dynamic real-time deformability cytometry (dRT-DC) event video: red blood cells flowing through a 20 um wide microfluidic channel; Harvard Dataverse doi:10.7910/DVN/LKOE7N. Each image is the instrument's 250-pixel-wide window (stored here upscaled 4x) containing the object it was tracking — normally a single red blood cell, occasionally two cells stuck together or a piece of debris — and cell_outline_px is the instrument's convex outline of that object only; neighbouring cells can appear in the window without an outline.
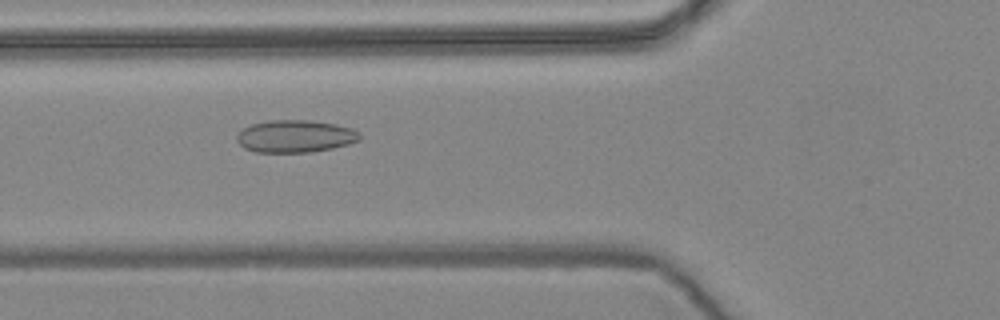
{"species": "common noctule bat (a hibernating species)", "species_latin": "Nyctalus noctula", "temperature_condition": "warm", "stored_images_in_passage": 40, "camera_frame_rate_fps": 3000, "um_per_image_px": 0.085, "animal": {"sex": "female", "body_mass_g": 24.6, "forearm_length_mm": 56.2}, "frame": {"image": 1, "passage_image": 16, "time_ms": 5.0, "image_size_px": [1000, 320], "cell_outline_px": [[360, 140], [348, 144], [332, 148], [308, 152], [256, 152], [244, 148], [236, 140], [236, 136], [244, 128], [252, 124], [268, 120], [312, 120], [336, 124], [352, 128], [360, 132]], "centroid_in_image_um": [25.11, 11.57], "position_along_channel_um": 100.7, "area_um2": 23.24}}
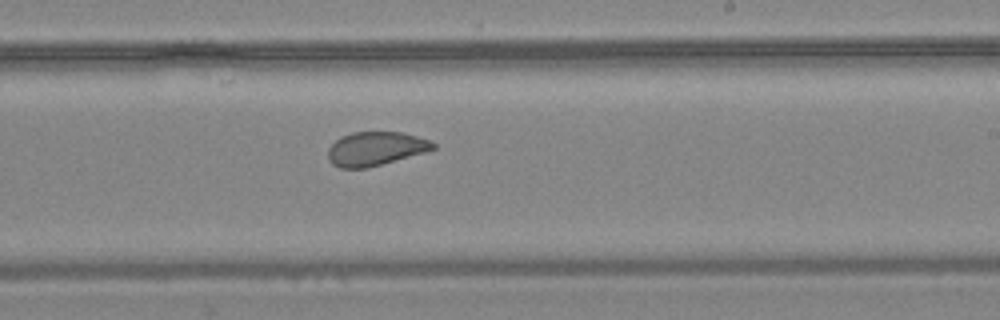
{"frame": {"image": 2, "passage_image": 29, "time_ms": 9.333, "image_size_px": [1000, 320], "cell_outline_px": [[436, 148], [424, 152], [368, 168], [340, 168], [332, 164], [328, 160], [328, 148], [340, 136], [352, 132], [404, 132], [428, 140], [436, 144]], "centroid_in_image_um": [31.88, 12.64], "position_along_channel_um": 257.1, "area_um2": 20.69}}
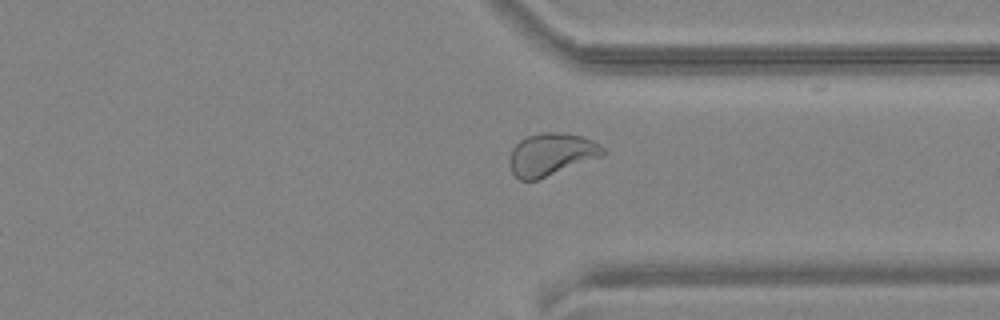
{"frame": {"image": 3, "passage_image": 38, "time_ms": 12.333, "image_size_px": [1000, 320], "cell_outline_px": [[604, 156], [536, 180], [520, 180], [512, 172], [508, 164], [508, 160], [512, 148], [520, 140], [528, 136], [544, 132], [556, 132], [580, 136], [592, 140], [600, 144], [604, 148]], "centroid_in_image_um": [46.84, 13.13], "position_along_channel_um": 364.6, "area_um2": 23.06}, "authors_computed_cell_mechanics": {"area_um2": 22.1663, "velocity_mm_per_s": 3.6053, "shape_relaxation_time_tau1_ms": 9.5468, "shape_relaxation_time_tau2_ms": 1.0455, "deformation_change_tau1": 0.1602, "deformation_change_tau2": 0.0627}}